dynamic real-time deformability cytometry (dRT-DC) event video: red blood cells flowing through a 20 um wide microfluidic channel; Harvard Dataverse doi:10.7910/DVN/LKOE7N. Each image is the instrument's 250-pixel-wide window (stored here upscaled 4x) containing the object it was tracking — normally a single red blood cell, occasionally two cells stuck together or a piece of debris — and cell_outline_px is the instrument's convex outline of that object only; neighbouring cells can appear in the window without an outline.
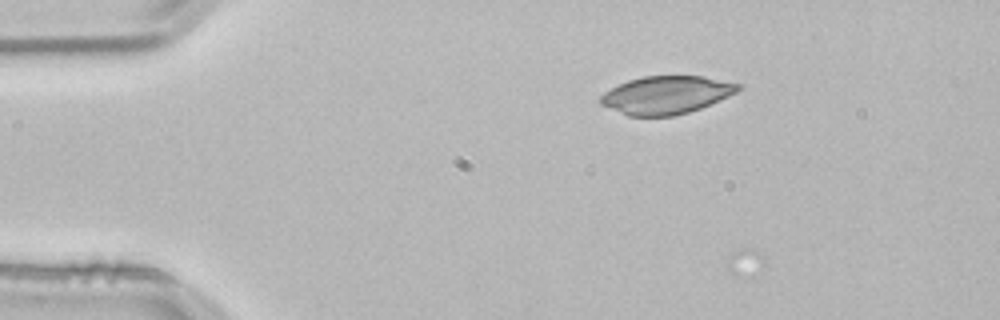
{"species": "common noctule bat (a hibernating species)", "species_latin": "Nyctalus noctula", "temperature_condition": "room temperature", "stored_images_in_passage": 2, "camera_frame_rate_fps": 3000, "um_per_image_px": 0.085, "animal": {"sex": "male", "body_mass_g": 21.5, "forearm_length_mm": 52.0}, "frame": {"image": 1, "passage_image": 1, "time_ms": 0.0, "image_size_px": [1000, 320], "cell_outline_px": [[744, 88], [728, 96], [700, 108], [688, 112], [672, 116], [628, 116], [600, 104], [600, 96], [604, 92], [628, 80], [644, 76], [704, 76], [744, 84]], "centroid_in_image_um": [56.66, 8.06], "position_along_channel_um": 28.3, "area_um2": 30.4}}